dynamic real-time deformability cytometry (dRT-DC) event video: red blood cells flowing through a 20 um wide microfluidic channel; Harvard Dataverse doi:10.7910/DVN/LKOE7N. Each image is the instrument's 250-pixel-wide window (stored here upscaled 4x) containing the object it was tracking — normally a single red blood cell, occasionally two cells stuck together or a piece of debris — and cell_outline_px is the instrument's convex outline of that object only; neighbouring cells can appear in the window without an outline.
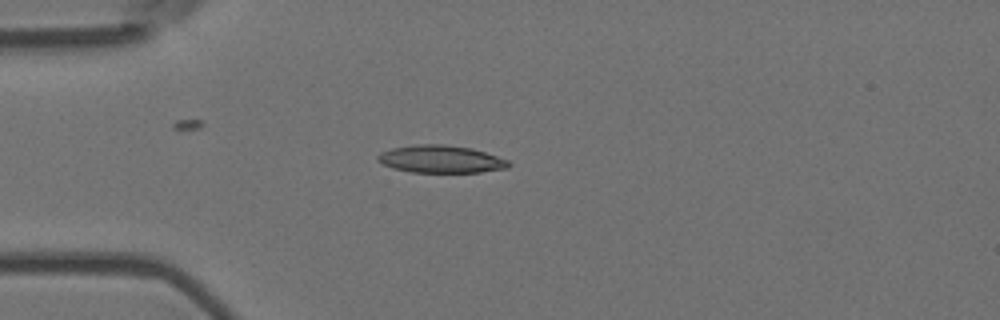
{"species": "Egyptian fruit bat (a non-hibernating species)", "species_latin": "Rousettus aegyptiacus", "temperature_condition": "room temperature", "stored_images_in_passage": 1, "camera_frame_rate_fps": 3000, "um_per_image_px": 0.085, "animal": {"sex": "female"}, "frame": {"image": 1, "passage_image": 1, "time_ms": 0.0, "image_size_px": [1000, 320], "cell_outline_px": [[512, 164], [508, 168], [480, 172], [412, 172], [392, 168], [376, 160], [376, 156], [380, 152], [392, 148], [416, 144], [444, 144], [472, 148], [508, 160]], "centroid_in_image_um": [37.46, 13.52], "position_along_channel_um": 47.5, "area_um2": 21.04}}